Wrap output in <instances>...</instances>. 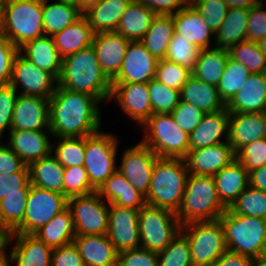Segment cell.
<instances>
[{"label":"cell","mask_w":266,"mask_h":266,"mask_svg":"<svg viewBox=\"0 0 266 266\" xmlns=\"http://www.w3.org/2000/svg\"><path fill=\"white\" fill-rule=\"evenodd\" d=\"M226 210L218 197L213 176L189 174L183 200L176 213L181 225L194 221L215 220Z\"/></svg>","instance_id":"4"},{"label":"cell","mask_w":266,"mask_h":266,"mask_svg":"<svg viewBox=\"0 0 266 266\" xmlns=\"http://www.w3.org/2000/svg\"><path fill=\"white\" fill-rule=\"evenodd\" d=\"M108 204L140 210L145 204V196L134 188L119 172L113 173L97 190Z\"/></svg>","instance_id":"28"},{"label":"cell","mask_w":266,"mask_h":266,"mask_svg":"<svg viewBox=\"0 0 266 266\" xmlns=\"http://www.w3.org/2000/svg\"><path fill=\"white\" fill-rule=\"evenodd\" d=\"M51 266H85L74 243L54 248L51 254Z\"/></svg>","instance_id":"59"},{"label":"cell","mask_w":266,"mask_h":266,"mask_svg":"<svg viewBox=\"0 0 266 266\" xmlns=\"http://www.w3.org/2000/svg\"><path fill=\"white\" fill-rule=\"evenodd\" d=\"M180 96L182 101L191 103L205 114L226 108V104L219 96L217 86L205 83L192 74L182 87Z\"/></svg>","instance_id":"31"},{"label":"cell","mask_w":266,"mask_h":266,"mask_svg":"<svg viewBox=\"0 0 266 266\" xmlns=\"http://www.w3.org/2000/svg\"><path fill=\"white\" fill-rule=\"evenodd\" d=\"M156 14L139 0H131L116 28L117 33L130 41H140Z\"/></svg>","instance_id":"32"},{"label":"cell","mask_w":266,"mask_h":266,"mask_svg":"<svg viewBox=\"0 0 266 266\" xmlns=\"http://www.w3.org/2000/svg\"><path fill=\"white\" fill-rule=\"evenodd\" d=\"M257 44L263 55L266 57V36L263 39L259 40Z\"/></svg>","instance_id":"69"},{"label":"cell","mask_w":266,"mask_h":266,"mask_svg":"<svg viewBox=\"0 0 266 266\" xmlns=\"http://www.w3.org/2000/svg\"><path fill=\"white\" fill-rule=\"evenodd\" d=\"M10 85L16 91H19V86L23 88L18 94L50 99L55 93L58 80L51 73L39 69L19 51L13 61Z\"/></svg>","instance_id":"13"},{"label":"cell","mask_w":266,"mask_h":266,"mask_svg":"<svg viewBox=\"0 0 266 266\" xmlns=\"http://www.w3.org/2000/svg\"><path fill=\"white\" fill-rule=\"evenodd\" d=\"M117 137L101 132L86 136L84 167L90 184L98 190L117 171Z\"/></svg>","instance_id":"10"},{"label":"cell","mask_w":266,"mask_h":266,"mask_svg":"<svg viewBox=\"0 0 266 266\" xmlns=\"http://www.w3.org/2000/svg\"><path fill=\"white\" fill-rule=\"evenodd\" d=\"M140 141L159 158H185L189 151V134L173 120L170 113H155L141 126Z\"/></svg>","instance_id":"7"},{"label":"cell","mask_w":266,"mask_h":266,"mask_svg":"<svg viewBox=\"0 0 266 266\" xmlns=\"http://www.w3.org/2000/svg\"><path fill=\"white\" fill-rule=\"evenodd\" d=\"M229 8H246L259 4L262 0H224Z\"/></svg>","instance_id":"64"},{"label":"cell","mask_w":266,"mask_h":266,"mask_svg":"<svg viewBox=\"0 0 266 266\" xmlns=\"http://www.w3.org/2000/svg\"><path fill=\"white\" fill-rule=\"evenodd\" d=\"M199 53L200 49L198 47L174 31L165 59L175 62L192 72L195 69Z\"/></svg>","instance_id":"48"},{"label":"cell","mask_w":266,"mask_h":266,"mask_svg":"<svg viewBox=\"0 0 266 266\" xmlns=\"http://www.w3.org/2000/svg\"><path fill=\"white\" fill-rule=\"evenodd\" d=\"M228 210L233 214L266 219V192L249 185Z\"/></svg>","instance_id":"43"},{"label":"cell","mask_w":266,"mask_h":266,"mask_svg":"<svg viewBox=\"0 0 266 266\" xmlns=\"http://www.w3.org/2000/svg\"><path fill=\"white\" fill-rule=\"evenodd\" d=\"M19 49L3 34L0 35V85L10 84L13 61Z\"/></svg>","instance_id":"58"},{"label":"cell","mask_w":266,"mask_h":266,"mask_svg":"<svg viewBox=\"0 0 266 266\" xmlns=\"http://www.w3.org/2000/svg\"><path fill=\"white\" fill-rule=\"evenodd\" d=\"M251 264L250 257L226 250L211 266H251Z\"/></svg>","instance_id":"62"},{"label":"cell","mask_w":266,"mask_h":266,"mask_svg":"<svg viewBox=\"0 0 266 266\" xmlns=\"http://www.w3.org/2000/svg\"><path fill=\"white\" fill-rule=\"evenodd\" d=\"M191 74L192 72L187 68L167 59H162L158 61L155 79L169 88L181 91Z\"/></svg>","instance_id":"50"},{"label":"cell","mask_w":266,"mask_h":266,"mask_svg":"<svg viewBox=\"0 0 266 266\" xmlns=\"http://www.w3.org/2000/svg\"><path fill=\"white\" fill-rule=\"evenodd\" d=\"M181 231L189 240L194 266H211L227 250L219 218L187 223L182 225Z\"/></svg>","instance_id":"9"},{"label":"cell","mask_w":266,"mask_h":266,"mask_svg":"<svg viewBox=\"0 0 266 266\" xmlns=\"http://www.w3.org/2000/svg\"><path fill=\"white\" fill-rule=\"evenodd\" d=\"M42 13L46 36H53L64 30L83 15L78 7L57 0L54 3H48V0L43 1Z\"/></svg>","instance_id":"40"},{"label":"cell","mask_w":266,"mask_h":266,"mask_svg":"<svg viewBox=\"0 0 266 266\" xmlns=\"http://www.w3.org/2000/svg\"><path fill=\"white\" fill-rule=\"evenodd\" d=\"M101 102L88 94L57 85L49 99V129L53 137H86L100 130Z\"/></svg>","instance_id":"1"},{"label":"cell","mask_w":266,"mask_h":266,"mask_svg":"<svg viewBox=\"0 0 266 266\" xmlns=\"http://www.w3.org/2000/svg\"><path fill=\"white\" fill-rule=\"evenodd\" d=\"M138 212L109 204L107 236L118 253L140 247Z\"/></svg>","instance_id":"15"},{"label":"cell","mask_w":266,"mask_h":266,"mask_svg":"<svg viewBox=\"0 0 266 266\" xmlns=\"http://www.w3.org/2000/svg\"><path fill=\"white\" fill-rule=\"evenodd\" d=\"M8 234L0 230V253L6 249Z\"/></svg>","instance_id":"67"},{"label":"cell","mask_w":266,"mask_h":266,"mask_svg":"<svg viewBox=\"0 0 266 266\" xmlns=\"http://www.w3.org/2000/svg\"><path fill=\"white\" fill-rule=\"evenodd\" d=\"M261 138H266V112L230 113L228 142L235 154Z\"/></svg>","instance_id":"21"},{"label":"cell","mask_w":266,"mask_h":266,"mask_svg":"<svg viewBox=\"0 0 266 266\" xmlns=\"http://www.w3.org/2000/svg\"><path fill=\"white\" fill-rule=\"evenodd\" d=\"M213 177L218 197L227 209L249 186V172L237 159L225 166Z\"/></svg>","instance_id":"29"},{"label":"cell","mask_w":266,"mask_h":266,"mask_svg":"<svg viewBox=\"0 0 266 266\" xmlns=\"http://www.w3.org/2000/svg\"><path fill=\"white\" fill-rule=\"evenodd\" d=\"M148 91L150 95L152 114L171 113L181 100L179 90L169 88L155 78L148 82Z\"/></svg>","instance_id":"47"},{"label":"cell","mask_w":266,"mask_h":266,"mask_svg":"<svg viewBox=\"0 0 266 266\" xmlns=\"http://www.w3.org/2000/svg\"><path fill=\"white\" fill-rule=\"evenodd\" d=\"M249 185L266 192V165L249 173Z\"/></svg>","instance_id":"63"},{"label":"cell","mask_w":266,"mask_h":266,"mask_svg":"<svg viewBox=\"0 0 266 266\" xmlns=\"http://www.w3.org/2000/svg\"><path fill=\"white\" fill-rule=\"evenodd\" d=\"M210 29L215 34L223 23L228 12V5L224 0H191Z\"/></svg>","instance_id":"51"},{"label":"cell","mask_w":266,"mask_h":266,"mask_svg":"<svg viewBox=\"0 0 266 266\" xmlns=\"http://www.w3.org/2000/svg\"><path fill=\"white\" fill-rule=\"evenodd\" d=\"M189 177L183 158H158L152 172L146 204L177 213Z\"/></svg>","instance_id":"3"},{"label":"cell","mask_w":266,"mask_h":266,"mask_svg":"<svg viewBox=\"0 0 266 266\" xmlns=\"http://www.w3.org/2000/svg\"><path fill=\"white\" fill-rule=\"evenodd\" d=\"M175 123L190 134L202 121L205 113L191 103L180 100L177 107L170 113Z\"/></svg>","instance_id":"54"},{"label":"cell","mask_w":266,"mask_h":266,"mask_svg":"<svg viewBox=\"0 0 266 266\" xmlns=\"http://www.w3.org/2000/svg\"><path fill=\"white\" fill-rule=\"evenodd\" d=\"M49 134L50 130H10L8 146L29 166L51 153L53 144L49 140Z\"/></svg>","instance_id":"22"},{"label":"cell","mask_w":266,"mask_h":266,"mask_svg":"<svg viewBox=\"0 0 266 266\" xmlns=\"http://www.w3.org/2000/svg\"><path fill=\"white\" fill-rule=\"evenodd\" d=\"M19 51L39 69L45 70L57 80L59 79L62 70V57L58 53L52 36L44 35L28 41L19 48Z\"/></svg>","instance_id":"30"},{"label":"cell","mask_w":266,"mask_h":266,"mask_svg":"<svg viewBox=\"0 0 266 266\" xmlns=\"http://www.w3.org/2000/svg\"><path fill=\"white\" fill-rule=\"evenodd\" d=\"M172 16L177 34L200 50L211 47V37L213 39L215 34L190 2Z\"/></svg>","instance_id":"23"},{"label":"cell","mask_w":266,"mask_h":266,"mask_svg":"<svg viewBox=\"0 0 266 266\" xmlns=\"http://www.w3.org/2000/svg\"><path fill=\"white\" fill-rule=\"evenodd\" d=\"M226 108L230 113L266 112V73H251Z\"/></svg>","instance_id":"24"},{"label":"cell","mask_w":266,"mask_h":266,"mask_svg":"<svg viewBox=\"0 0 266 266\" xmlns=\"http://www.w3.org/2000/svg\"><path fill=\"white\" fill-rule=\"evenodd\" d=\"M13 262L14 261L11 256V253L9 252V255H8V253L6 252V249L0 253V266H11L12 265L11 263Z\"/></svg>","instance_id":"66"},{"label":"cell","mask_w":266,"mask_h":266,"mask_svg":"<svg viewBox=\"0 0 266 266\" xmlns=\"http://www.w3.org/2000/svg\"><path fill=\"white\" fill-rule=\"evenodd\" d=\"M129 43L130 40L115 31L94 33L92 46L102 71L110 80L119 73Z\"/></svg>","instance_id":"20"},{"label":"cell","mask_w":266,"mask_h":266,"mask_svg":"<svg viewBox=\"0 0 266 266\" xmlns=\"http://www.w3.org/2000/svg\"><path fill=\"white\" fill-rule=\"evenodd\" d=\"M49 117L48 98L18 94L11 130H50Z\"/></svg>","instance_id":"19"},{"label":"cell","mask_w":266,"mask_h":266,"mask_svg":"<svg viewBox=\"0 0 266 266\" xmlns=\"http://www.w3.org/2000/svg\"><path fill=\"white\" fill-rule=\"evenodd\" d=\"M97 191L68 198L75 235H106L108 233L109 204Z\"/></svg>","instance_id":"12"},{"label":"cell","mask_w":266,"mask_h":266,"mask_svg":"<svg viewBox=\"0 0 266 266\" xmlns=\"http://www.w3.org/2000/svg\"><path fill=\"white\" fill-rule=\"evenodd\" d=\"M13 240L16 241L10 253L16 266H51L53 249L35 235L8 234L6 247Z\"/></svg>","instance_id":"26"},{"label":"cell","mask_w":266,"mask_h":266,"mask_svg":"<svg viewBox=\"0 0 266 266\" xmlns=\"http://www.w3.org/2000/svg\"><path fill=\"white\" fill-rule=\"evenodd\" d=\"M236 159L250 173L266 165V138L253 141L243 146L237 153Z\"/></svg>","instance_id":"52"},{"label":"cell","mask_w":266,"mask_h":266,"mask_svg":"<svg viewBox=\"0 0 266 266\" xmlns=\"http://www.w3.org/2000/svg\"><path fill=\"white\" fill-rule=\"evenodd\" d=\"M151 9L156 15H174L181 10L187 0H139Z\"/></svg>","instance_id":"61"},{"label":"cell","mask_w":266,"mask_h":266,"mask_svg":"<svg viewBox=\"0 0 266 266\" xmlns=\"http://www.w3.org/2000/svg\"><path fill=\"white\" fill-rule=\"evenodd\" d=\"M251 72L229 56L224 73L217 85L220 98L227 104L241 89Z\"/></svg>","instance_id":"42"},{"label":"cell","mask_w":266,"mask_h":266,"mask_svg":"<svg viewBox=\"0 0 266 266\" xmlns=\"http://www.w3.org/2000/svg\"><path fill=\"white\" fill-rule=\"evenodd\" d=\"M33 235L52 249L73 243L75 228L69 207L67 206Z\"/></svg>","instance_id":"37"},{"label":"cell","mask_w":266,"mask_h":266,"mask_svg":"<svg viewBox=\"0 0 266 266\" xmlns=\"http://www.w3.org/2000/svg\"><path fill=\"white\" fill-rule=\"evenodd\" d=\"M57 1L76 6L80 10V0H57Z\"/></svg>","instance_id":"70"},{"label":"cell","mask_w":266,"mask_h":266,"mask_svg":"<svg viewBox=\"0 0 266 266\" xmlns=\"http://www.w3.org/2000/svg\"><path fill=\"white\" fill-rule=\"evenodd\" d=\"M140 247L159 253L179 234L182 225L171 210L145 204L138 212Z\"/></svg>","instance_id":"8"},{"label":"cell","mask_w":266,"mask_h":266,"mask_svg":"<svg viewBox=\"0 0 266 266\" xmlns=\"http://www.w3.org/2000/svg\"><path fill=\"white\" fill-rule=\"evenodd\" d=\"M110 99L117 100L121 110L141 126L152 115L148 83H112Z\"/></svg>","instance_id":"17"},{"label":"cell","mask_w":266,"mask_h":266,"mask_svg":"<svg viewBox=\"0 0 266 266\" xmlns=\"http://www.w3.org/2000/svg\"><path fill=\"white\" fill-rule=\"evenodd\" d=\"M174 31L172 15H156L140 42L154 57L162 60L166 57Z\"/></svg>","instance_id":"38"},{"label":"cell","mask_w":266,"mask_h":266,"mask_svg":"<svg viewBox=\"0 0 266 266\" xmlns=\"http://www.w3.org/2000/svg\"><path fill=\"white\" fill-rule=\"evenodd\" d=\"M29 168L24 166L13 174H0V199L13 194H28L30 189Z\"/></svg>","instance_id":"53"},{"label":"cell","mask_w":266,"mask_h":266,"mask_svg":"<svg viewBox=\"0 0 266 266\" xmlns=\"http://www.w3.org/2000/svg\"><path fill=\"white\" fill-rule=\"evenodd\" d=\"M247 23V41L258 42L266 36V9L263 1L249 9Z\"/></svg>","instance_id":"57"},{"label":"cell","mask_w":266,"mask_h":266,"mask_svg":"<svg viewBox=\"0 0 266 266\" xmlns=\"http://www.w3.org/2000/svg\"><path fill=\"white\" fill-rule=\"evenodd\" d=\"M28 194H13L0 199V230L13 233L24 219Z\"/></svg>","instance_id":"41"},{"label":"cell","mask_w":266,"mask_h":266,"mask_svg":"<svg viewBox=\"0 0 266 266\" xmlns=\"http://www.w3.org/2000/svg\"><path fill=\"white\" fill-rule=\"evenodd\" d=\"M116 266H158V254L141 247L124 250L118 253Z\"/></svg>","instance_id":"55"},{"label":"cell","mask_w":266,"mask_h":266,"mask_svg":"<svg viewBox=\"0 0 266 266\" xmlns=\"http://www.w3.org/2000/svg\"><path fill=\"white\" fill-rule=\"evenodd\" d=\"M17 91L10 85H0V140L5 129L11 130Z\"/></svg>","instance_id":"56"},{"label":"cell","mask_w":266,"mask_h":266,"mask_svg":"<svg viewBox=\"0 0 266 266\" xmlns=\"http://www.w3.org/2000/svg\"><path fill=\"white\" fill-rule=\"evenodd\" d=\"M67 206L64 195L31 185L23 223L11 234H34Z\"/></svg>","instance_id":"11"},{"label":"cell","mask_w":266,"mask_h":266,"mask_svg":"<svg viewBox=\"0 0 266 266\" xmlns=\"http://www.w3.org/2000/svg\"><path fill=\"white\" fill-rule=\"evenodd\" d=\"M188 173L192 175L214 176L236 159L229 142L189 150L184 158Z\"/></svg>","instance_id":"18"},{"label":"cell","mask_w":266,"mask_h":266,"mask_svg":"<svg viewBox=\"0 0 266 266\" xmlns=\"http://www.w3.org/2000/svg\"><path fill=\"white\" fill-rule=\"evenodd\" d=\"M251 266H266V255L252 260Z\"/></svg>","instance_id":"68"},{"label":"cell","mask_w":266,"mask_h":266,"mask_svg":"<svg viewBox=\"0 0 266 266\" xmlns=\"http://www.w3.org/2000/svg\"><path fill=\"white\" fill-rule=\"evenodd\" d=\"M159 157L147 146L138 142L126 149L117 167L128 182L145 197L150 187L155 162Z\"/></svg>","instance_id":"14"},{"label":"cell","mask_w":266,"mask_h":266,"mask_svg":"<svg viewBox=\"0 0 266 266\" xmlns=\"http://www.w3.org/2000/svg\"><path fill=\"white\" fill-rule=\"evenodd\" d=\"M2 34V7L0 5V35Z\"/></svg>","instance_id":"71"},{"label":"cell","mask_w":266,"mask_h":266,"mask_svg":"<svg viewBox=\"0 0 266 266\" xmlns=\"http://www.w3.org/2000/svg\"><path fill=\"white\" fill-rule=\"evenodd\" d=\"M2 34L18 49L44 36L43 1L5 0L2 4Z\"/></svg>","instance_id":"5"},{"label":"cell","mask_w":266,"mask_h":266,"mask_svg":"<svg viewBox=\"0 0 266 266\" xmlns=\"http://www.w3.org/2000/svg\"><path fill=\"white\" fill-rule=\"evenodd\" d=\"M25 164L18 155L7 145L0 142V174L19 172Z\"/></svg>","instance_id":"60"},{"label":"cell","mask_w":266,"mask_h":266,"mask_svg":"<svg viewBox=\"0 0 266 266\" xmlns=\"http://www.w3.org/2000/svg\"><path fill=\"white\" fill-rule=\"evenodd\" d=\"M249 9L229 8L218 31L215 33V47L229 50L247 40Z\"/></svg>","instance_id":"35"},{"label":"cell","mask_w":266,"mask_h":266,"mask_svg":"<svg viewBox=\"0 0 266 266\" xmlns=\"http://www.w3.org/2000/svg\"><path fill=\"white\" fill-rule=\"evenodd\" d=\"M58 86L109 101L112 81L102 71L92 45L62 58Z\"/></svg>","instance_id":"2"},{"label":"cell","mask_w":266,"mask_h":266,"mask_svg":"<svg viewBox=\"0 0 266 266\" xmlns=\"http://www.w3.org/2000/svg\"><path fill=\"white\" fill-rule=\"evenodd\" d=\"M30 184L64 195V167L52 152L29 166Z\"/></svg>","instance_id":"34"},{"label":"cell","mask_w":266,"mask_h":266,"mask_svg":"<svg viewBox=\"0 0 266 266\" xmlns=\"http://www.w3.org/2000/svg\"><path fill=\"white\" fill-rule=\"evenodd\" d=\"M85 266H116L117 255L106 235H75L73 239Z\"/></svg>","instance_id":"27"},{"label":"cell","mask_w":266,"mask_h":266,"mask_svg":"<svg viewBox=\"0 0 266 266\" xmlns=\"http://www.w3.org/2000/svg\"><path fill=\"white\" fill-rule=\"evenodd\" d=\"M157 254L158 266H194L189 240L182 231L163 251Z\"/></svg>","instance_id":"45"},{"label":"cell","mask_w":266,"mask_h":266,"mask_svg":"<svg viewBox=\"0 0 266 266\" xmlns=\"http://www.w3.org/2000/svg\"><path fill=\"white\" fill-rule=\"evenodd\" d=\"M229 118L230 112L227 108L206 113L198 126L189 134V150L228 142ZM222 135L225 140L221 138Z\"/></svg>","instance_id":"25"},{"label":"cell","mask_w":266,"mask_h":266,"mask_svg":"<svg viewBox=\"0 0 266 266\" xmlns=\"http://www.w3.org/2000/svg\"><path fill=\"white\" fill-rule=\"evenodd\" d=\"M130 2L131 0H101L83 15L89 21L94 33L116 31Z\"/></svg>","instance_id":"36"},{"label":"cell","mask_w":266,"mask_h":266,"mask_svg":"<svg viewBox=\"0 0 266 266\" xmlns=\"http://www.w3.org/2000/svg\"><path fill=\"white\" fill-rule=\"evenodd\" d=\"M224 228L227 250L250 257L266 255V219L231 213L219 217Z\"/></svg>","instance_id":"6"},{"label":"cell","mask_w":266,"mask_h":266,"mask_svg":"<svg viewBox=\"0 0 266 266\" xmlns=\"http://www.w3.org/2000/svg\"><path fill=\"white\" fill-rule=\"evenodd\" d=\"M158 59L140 41H130L119 73L112 83H148L155 78Z\"/></svg>","instance_id":"16"},{"label":"cell","mask_w":266,"mask_h":266,"mask_svg":"<svg viewBox=\"0 0 266 266\" xmlns=\"http://www.w3.org/2000/svg\"><path fill=\"white\" fill-rule=\"evenodd\" d=\"M94 31L87 18L82 15L73 24L52 36L59 55L65 56L76 53L92 45Z\"/></svg>","instance_id":"33"},{"label":"cell","mask_w":266,"mask_h":266,"mask_svg":"<svg viewBox=\"0 0 266 266\" xmlns=\"http://www.w3.org/2000/svg\"><path fill=\"white\" fill-rule=\"evenodd\" d=\"M228 51L232 59L243 64L251 73H266V57L257 42L246 40Z\"/></svg>","instance_id":"46"},{"label":"cell","mask_w":266,"mask_h":266,"mask_svg":"<svg viewBox=\"0 0 266 266\" xmlns=\"http://www.w3.org/2000/svg\"><path fill=\"white\" fill-rule=\"evenodd\" d=\"M52 154L64 167L84 166L86 137H59ZM54 152V153H53Z\"/></svg>","instance_id":"44"},{"label":"cell","mask_w":266,"mask_h":266,"mask_svg":"<svg viewBox=\"0 0 266 266\" xmlns=\"http://www.w3.org/2000/svg\"><path fill=\"white\" fill-rule=\"evenodd\" d=\"M229 56L227 49L217 47L201 49L192 75L205 83L217 86Z\"/></svg>","instance_id":"39"},{"label":"cell","mask_w":266,"mask_h":266,"mask_svg":"<svg viewBox=\"0 0 266 266\" xmlns=\"http://www.w3.org/2000/svg\"><path fill=\"white\" fill-rule=\"evenodd\" d=\"M64 196L68 199L74 196L87 195L97 191L91 184L84 166L64 168Z\"/></svg>","instance_id":"49"},{"label":"cell","mask_w":266,"mask_h":266,"mask_svg":"<svg viewBox=\"0 0 266 266\" xmlns=\"http://www.w3.org/2000/svg\"><path fill=\"white\" fill-rule=\"evenodd\" d=\"M101 0H80V12L84 14L94 5H97Z\"/></svg>","instance_id":"65"}]
</instances>
